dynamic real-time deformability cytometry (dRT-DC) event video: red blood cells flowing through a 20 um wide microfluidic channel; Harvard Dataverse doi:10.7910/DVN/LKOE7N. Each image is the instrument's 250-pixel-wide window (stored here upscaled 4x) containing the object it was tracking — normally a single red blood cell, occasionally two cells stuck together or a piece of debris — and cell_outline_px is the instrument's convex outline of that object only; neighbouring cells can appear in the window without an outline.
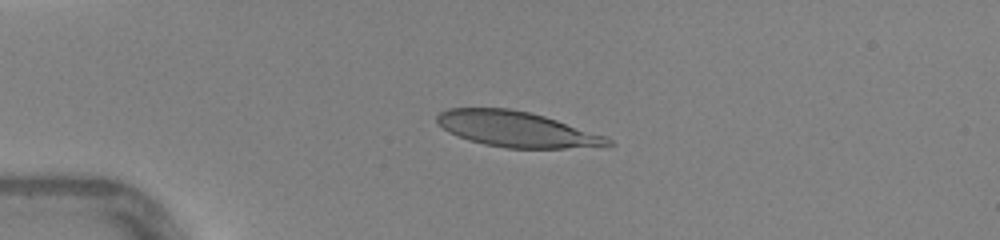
{"species": "human", "species_latin": "Homo sapiens", "temperature_condition": "warm", "stored_images_in_passage": 35, "camera_frame_rate_fps": 3000, "um_per_image_px": 0.085, "donor": {"sex": "female"}, "frame": {"image": 1, "passage_image": 1, "time_ms": 0.0, "image_size_px": [1000, 240], "cell_outline_px": [[616, 144], [608, 148], [508, 148], [484, 144], [468, 140], [448, 132], [436, 120], [436, 116], [440, 112], [448, 108], [508, 108], [528, 112], [544, 116], [604, 136], [612, 140]], "centroid_in_image_um": [43.97, 11.0], "position_along_channel_um": 41.0, "area_um2": 35.43}}
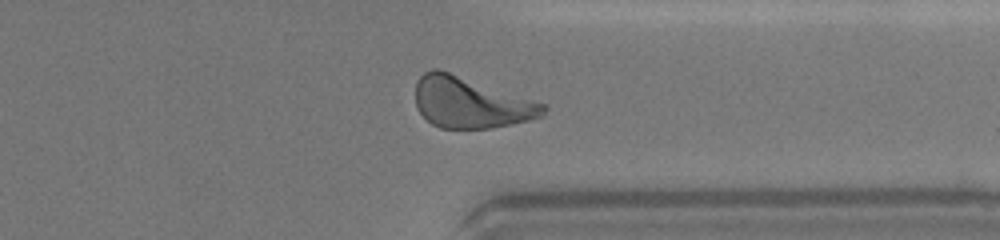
{"frame": {"image": 2, "passage_image": 26, "time_ms": 8.333, "image_size_px": [1000, 240], "cell_outline_px": [[548, 108], [544, 116], [528, 120], [492, 128], [440, 128], [432, 124], [416, 108], [416, 80], [424, 72], [432, 68], [440, 68], [544, 104]], "centroid_in_image_um": [39.97, 8.71], "position_along_channel_um": 371.4, "area_um2": 37.86}}
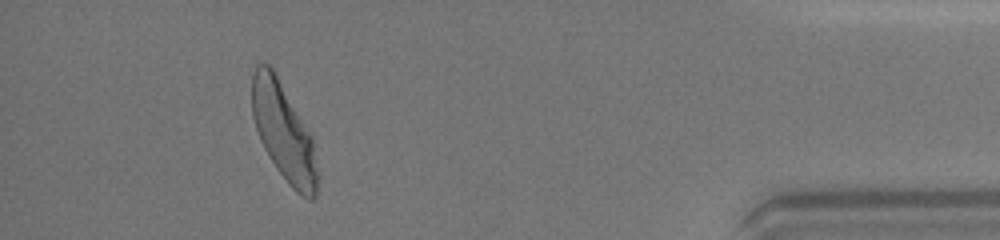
{"frame": {"image": 3, "passage_image": 32, "time_ms": 10.333, "image_size_px": [1000, 240], "cell_outline_px": [[320, 176], [316, 196], [312, 200], [308, 200], [300, 196], [288, 184], [276, 168], [264, 148], [260, 140], [252, 116], [252, 72], [256, 64], [268, 64], [272, 68], [312, 136]], "centroid_in_image_um": [24.14, 11.3], "position_along_channel_um": 411.1, "area_um2": 37.4}, "authors_computed_cell_mechanics": {"area_um2": 36.6452, "velocity_mm_per_s": 4.3906, "shape_relaxation_time_tau1_ms": 3.041, "shape_relaxation_time_tau2_ms": 0.6809, "deformation_change_tau1": 0.1942, "deformation_change_tau2": 0.0691}}